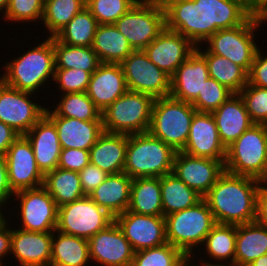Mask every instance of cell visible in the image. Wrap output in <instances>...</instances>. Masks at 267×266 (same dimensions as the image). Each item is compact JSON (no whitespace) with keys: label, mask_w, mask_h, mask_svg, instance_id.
<instances>
[{"label":"cell","mask_w":267,"mask_h":266,"mask_svg":"<svg viewBox=\"0 0 267 266\" xmlns=\"http://www.w3.org/2000/svg\"><path fill=\"white\" fill-rule=\"evenodd\" d=\"M57 129L62 148L90 150L104 133L102 121H82L61 116H47Z\"/></svg>","instance_id":"26"},{"label":"cell","mask_w":267,"mask_h":266,"mask_svg":"<svg viewBox=\"0 0 267 266\" xmlns=\"http://www.w3.org/2000/svg\"><path fill=\"white\" fill-rule=\"evenodd\" d=\"M196 50V46L178 32L165 29L143 50L148 58L170 77Z\"/></svg>","instance_id":"19"},{"label":"cell","mask_w":267,"mask_h":266,"mask_svg":"<svg viewBox=\"0 0 267 266\" xmlns=\"http://www.w3.org/2000/svg\"><path fill=\"white\" fill-rule=\"evenodd\" d=\"M245 108L255 124L267 125V88H260L249 83L238 93Z\"/></svg>","instance_id":"44"},{"label":"cell","mask_w":267,"mask_h":266,"mask_svg":"<svg viewBox=\"0 0 267 266\" xmlns=\"http://www.w3.org/2000/svg\"><path fill=\"white\" fill-rule=\"evenodd\" d=\"M19 136L10 126L0 121V154L5 155L9 147Z\"/></svg>","instance_id":"52"},{"label":"cell","mask_w":267,"mask_h":266,"mask_svg":"<svg viewBox=\"0 0 267 266\" xmlns=\"http://www.w3.org/2000/svg\"><path fill=\"white\" fill-rule=\"evenodd\" d=\"M98 22L85 7L55 36L61 43L92 47Z\"/></svg>","instance_id":"39"},{"label":"cell","mask_w":267,"mask_h":266,"mask_svg":"<svg viewBox=\"0 0 267 266\" xmlns=\"http://www.w3.org/2000/svg\"><path fill=\"white\" fill-rule=\"evenodd\" d=\"M186 259L178 248L166 243L136 251L131 266H181Z\"/></svg>","instance_id":"41"},{"label":"cell","mask_w":267,"mask_h":266,"mask_svg":"<svg viewBox=\"0 0 267 266\" xmlns=\"http://www.w3.org/2000/svg\"><path fill=\"white\" fill-rule=\"evenodd\" d=\"M247 266H267V254L260 256Z\"/></svg>","instance_id":"55"},{"label":"cell","mask_w":267,"mask_h":266,"mask_svg":"<svg viewBox=\"0 0 267 266\" xmlns=\"http://www.w3.org/2000/svg\"><path fill=\"white\" fill-rule=\"evenodd\" d=\"M176 151L149 132L128 135L123 172L132 179L162 177L172 172Z\"/></svg>","instance_id":"5"},{"label":"cell","mask_w":267,"mask_h":266,"mask_svg":"<svg viewBox=\"0 0 267 266\" xmlns=\"http://www.w3.org/2000/svg\"><path fill=\"white\" fill-rule=\"evenodd\" d=\"M195 260H196L195 258H187L181 266H194V265L198 266L197 264L194 263ZM199 266H202V264H200Z\"/></svg>","instance_id":"59"},{"label":"cell","mask_w":267,"mask_h":266,"mask_svg":"<svg viewBox=\"0 0 267 266\" xmlns=\"http://www.w3.org/2000/svg\"><path fill=\"white\" fill-rule=\"evenodd\" d=\"M86 7L98 24H114L132 6L125 0H86Z\"/></svg>","instance_id":"45"},{"label":"cell","mask_w":267,"mask_h":266,"mask_svg":"<svg viewBox=\"0 0 267 266\" xmlns=\"http://www.w3.org/2000/svg\"><path fill=\"white\" fill-rule=\"evenodd\" d=\"M32 97L37 95L12 88L0 79V121L19 135H25L45 115L48 104L36 103Z\"/></svg>","instance_id":"13"},{"label":"cell","mask_w":267,"mask_h":266,"mask_svg":"<svg viewBox=\"0 0 267 266\" xmlns=\"http://www.w3.org/2000/svg\"><path fill=\"white\" fill-rule=\"evenodd\" d=\"M114 221L135 252L167 243L164 216H149L127 210L116 216Z\"/></svg>","instance_id":"17"},{"label":"cell","mask_w":267,"mask_h":266,"mask_svg":"<svg viewBox=\"0 0 267 266\" xmlns=\"http://www.w3.org/2000/svg\"><path fill=\"white\" fill-rule=\"evenodd\" d=\"M51 108L46 107V116H61L82 121H102L101 111L86 92L61 94L58 104Z\"/></svg>","instance_id":"37"},{"label":"cell","mask_w":267,"mask_h":266,"mask_svg":"<svg viewBox=\"0 0 267 266\" xmlns=\"http://www.w3.org/2000/svg\"><path fill=\"white\" fill-rule=\"evenodd\" d=\"M256 221L267 227V184H261L258 192Z\"/></svg>","instance_id":"53"},{"label":"cell","mask_w":267,"mask_h":266,"mask_svg":"<svg viewBox=\"0 0 267 266\" xmlns=\"http://www.w3.org/2000/svg\"><path fill=\"white\" fill-rule=\"evenodd\" d=\"M166 28L196 47L221 29L244 24L254 13L246 0H161Z\"/></svg>","instance_id":"1"},{"label":"cell","mask_w":267,"mask_h":266,"mask_svg":"<svg viewBox=\"0 0 267 266\" xmlns=\"http://www.w3.org/2000/svg\"><path fill=\"white\" fill-rule=\"evenodd\" d=\"M211 114L215 119L221 142L226 148L255 124L239 94H232Z\"/></svg>","instance_id":"25"},{"label":"cell","mask_w":267,"mask_h":266,"mask_svg":"<svg viewBox=\"0 0 267 266\" xmlns=\"http://www.w3.org/2000/svg\"><path fill=\"white\" fill-rule=\"evenodd\" d=\"M90 163L89 150L78 148H62L58 167L65 170L80 172Z\"/></svg>","instance_id":"47"},{"label":"cell","mask_w":267,"mask_h":266,"mask_svg":"<svg viewBox=\"0 0 267 266\" xmlns=\"http://www.w3.org/2000/svg\"><path fill=\"white\" fill-rule=\"evenodd\" d=\"M55 69H82L93 73L101 64L92 47L72 46L53 37Z\"/></svg>","instance_id":"38"},{"label":"cell","mask_w":267,"mask_h":266,"mask_svg":"<svg viewBox=\"0 0 267 266\" xmlns=\"http://www.w3.org/2000/svg\"><path fill=\"white\" fill-rule=\"evenodd\" d=\"M160 184L163 216L192 207L203 198L172 172L160 177Z\"/></svg>","instance_id":"36"},{"label":"cell","mask_w":267,"mask_h":266,"mask_svg":"<svg viewBox=\"0 0 267 266\" xmlns=\"http://www.w3.org/2000/svg\"><path fill=\"white\" fill-rule=\"evenodd\" d=\"M2 67L5 70L2 72L3 74H0V79L6 85L37 94L36 92L45 88L44 86L50 84L54 78L55 52L53 37L46 36L44 41L35 44L33 48L31 46L22 55L18 54V57L6 61Z\"/></svg>","instance_id":"3"},{"label":"cell","mask_w":267,"mask_h":266,"mask_svg":"<svg viewBox=\"0 0 267 266\" xmlns=\"http://www.w3.org/2000/svg\"><path fill=\"white\" fill-rule=\"evenodd\" d=\"M91 262L100 266H131L134 249L114 221L89 240Z\"/></svg>","instance_id":"18"},{"label":"cell","mask_w":267,"mask_h":266,"mask_svg":"<svg viewBox=\"0 0 267 266\" xmlns=\"http://www.w3.org/2000/svg\"><path fill=\"white\" fill-rule=\"evenodd\" d=\"M226 149L213 115L197 111L191 122L188 140L181 151L196 157L225 160Z\"/></svg>","instance_id":"20"},{"label":"cell","mask_w":267,"mask_h":266,"mask_svg":"<svg viewBox=\"0 0 267 266\" xmlns=\"http://www.w3.org/2000/svg\"><path fill=\"white\" fill-rule=\"evenodd\" d=\"M6 204L0 200V224H2L8 217H5L4 215L7 216V214H4V210L7 209ZM3 210V211H2Z\"/></svg>","instance_id":"57"},{"label":"cell","mask_w":267,"mask_h":266,"mask_svg":"<svg viewBox=\"0 0 267 266\" xmlns=\"http://www.w3.org/2000/svg\"><path fill=\"white\" fill-rule=\"evenodd\" d=\"M154 100L148 94L127 91L101 112L104 132L125 135L148 132Z\"/></svg>","instance_id":"8"},{"label":"cell","mask_w":267,"mask_h":266,"mask_svg":"<svg viewBox=\"0 0 267 266\" xmlns=\"http://www.w3.org/2000/svg\"><path fill=\"white\" fill-rule=\"evenodd\" d=\"M260 17L265 23L267 22V9L260 15Z\"/></svg>","instance_id":"60"},{"label":"cell","mask_w":267,"mask_h":266,"mask_svg":"<svg viewBox=\"0 0 267 266\" xmlns=\"http://www.w3.org/2000/svg\"><path fill=\"white\" fill-rule=\"evenodd\" d=\"M25 136L32 145L36 164L44 175L58 167L62 147L55 124L46 115Z\"/></svg>","instance_id":"24"},{"label":"cell","mask_w":267,"mask_h":266,"mask_svg":"<svg viewBox=\"0 0 267 266\" xmlns=\"http://www.w3.org/2000/svg\"><path fill=\"white\" fill-rule=\"evenodd\" d=\"M265 184H267V149H266V165H265Z\"/></svg>","instance_id":"61"},{"label":"cell","mask_w":267,"mask_h":266,"mask_svg":"<svg viewBox=\"0 0 267 266\" xmlns=\"http://www.w3.org/2000/svg\"><path fill=\"white\" fill-rule=\"evenodd\" d=\"M267 125L253 124L226 149L225 171L265 184Z\"/></svg>","instance_id":"6"},{"label":"cell","mask_w":267,"mask_h":266,"mask_svg":"<svg viewBox=\"0 0 267 266\" xmlns=\"http://www.w3.org/2000/svg\"><path fill=\"white\" fill-rule=\"evenodd\" d=\"M85 7L86 0H46L41 23L48 37H55Z\"/></svg>","instance_id":"40"},{"label":"cell","mask_w":267,"mask_h":266,"mask_svg":"<svg viewBox=\"0 0 267 266\" xmlns=\"http://www.w3.org/2000/svg\"><path fill=\"white\" fill-rule=\"evenodd\" d=\"M128 135L104 132L90 148V163L107 174L124 170Z\"/></svg>","instance_id":"28"},{"label":"cell","mask_w":267,"mask_h":266,"mask_svg":"<svg viewBox=\"0 0 267 266\" xmlns=\"http://www.w3.org/2000/svg\"><path fill=\"white\" fill-rule=\"evenodd\" d=\"M196 50L205 58L210 78L225 86L233 94H238L248 84V73L226 57L210 53L201 45Z\"/></svg>","instance_id":"34"},{"label":"cell","mask_w":267,"mask_h":266,"mask_svg":"<svg viewBox=\"0 0 267 266\" xmlns=\"http://www.w3.org/2000/svg\"><path fill=\"white\" fill-rule=\"evenodd\" d=\"M114 25L134 50H144L166 27L162 1L131 7Z\"/></svg>","instance_id":"11"},{"label":"cell","mask_w":267,"mask_h":266,"mask_svg":"<svg viewBox=\"0 0 267 266\" xmlns=\"http://www.w3.org/2000/svg\"><path fill=\"white\" fill-rule=\"evenodd\" d=\"M43 186L58 207L86 196L81 187L79 173L59 167L44 175Z\"/></svg>","instance_id":"35"},{"label":"cell","mask_w":267,"mask_h":266,"mask_svg":"<svg viewBox=\"0 0 267 266\" xmlns=\"http://www.w3.org/2000/svg\"><path fill=\"white\" fill-rule=\"evenodd\" d=\"M232 94L225 86L209 77L204 81V85L201 91H199L197 99L192 103V106L198 112L212 113Z\"/></svg>","instance_id":"43"},{"label":"cell","mask_w":267,"mask_h":266,"mask_svg":"<svg viewBox=\"0 0 267 266\" xmlns=\"http://www.w3.org/2000/svg\"><path fill=\"white\" fill-rule=\"evenodd\" d=\"M261 181L224 171L203 197L216 223L246 224L256 221Z\"/></svg>","instance_id":"2"},{"label":"cell","mask_w":267,"mask_h":266,"mask_svg":"<svg viewBox=\"0 0 267 266\" xmlns=\"http://www.w3.org/2000/svg\"><path fill=\"white\" fill-rule=\"evenodd\" d=\"M79 173L81 187L85 195H89L109 175L96 165L89 163Z\"/></svg>","instance_id":"48"},{"label":"cell","mask_w":267,"mask_h":266,"mask_svg":"<svg viewBox=\"0 0 267 266\" xmlns=\"http://www.w3.org/2000/svg\"><path fill=\"white\" fill-rule=\"evenodd\" d=\"M249 9L257 15H261L267 9V0H246Z\"/></svg>","instance_id":"54"},{"label":"cell","mask_w":267,"mask_h":266,"mask_svg":"<svg viewBox=\"0 0 267 266\" xmlns=\"http://www.w3.org/2000/svg\"><path fill=\"white\" fill-rule=\"evenodd\" d=\"M21 222L19 229L32 232H54L58 222V206L44 186L15 192ZM21 227V228H20Z\"/></svg>","instance_id":"12"},{"label":"cell","mask_w":267,"mask_h":266,"mask_svg":"<svg viewBox=\"0 0 267 266\" xmlns=\"http://www.w3.org/2000/svg\"><path fill=\"white\" fill-rule=\"evenodd\" d=\"M224 162L176 151L172 173L204 197L225 171Z\"/></svg>","instance_id":"16"},{"label":"cell","mask_w":267,"mask_h":266,"mask_svg":"<svg viewBox=\"0 0 267 266\" xmlns=\"http://www.w3.org/2000/svg\"><path fill=\"white\" fill-rule=\"evenodd\" d=\"M202 266H233V265H202Z\"/></svg>","instance_id":"62"},{"label":"cell","mask_w":267,"mask_h":266,"mask_svg":"<svg viewBox=\"0 0 267 266\" xmlns=\"http://www.w3.org/2000/svg\"><path fill=\"white\" fill-rule=\"evenodd\" d=\"M127 91L121 65L101 63L92 73L86 93L102 112Z\"/></svg>","instance_id":"23"},{"label":"cell","mask_w":267,"mask_h":266,"mask_svg":"<svg viewBox=\"0 0 267 266\" xmlns=\"http://www.w3.org/2000/svg\"><path fill=\"white\" fill-rule=\"evenodd\" d=\"M197 110L191 103L171 96L154 100L149 133L175 151H181L189 137V130Z\"/></svg>","instance_id":"7"},{"label":"cell","mask_w":267,"mask_h":266,"mask_svg":"<svg viewBox=\"0 0 267 266\" xmlns=\"http://www.w3.org/2000/svg\"><path fill=\"white\" fill-rule=\"evenodd\" d=\"M91 263L87 239L55 230L50 266H87Z\"/></svg>","instance_id":"31"},{"label":"cell","mask_w":267,"mask_h":266,"mask_svg":"<svg viewBox=\"0 0 267 266\" xmlns=\"http://www.w3.org/2000/svg\"><path fill=\"white\" fill-rule=\"evenodd\" d=\"M209 77L205 58L195 50L170 77L169 96L192 104Z\"/></svg>","instance_id":"22"},{"label":"cell","mask_w":267,"mask_h":266,"mask_svg":"<svg viewBox=\"0 0 267 266\" xmlns=\"http://www.w3.org/2000/svg\"><path fill=\"white\" fill-rule=\"evenodd\" d=\"M92 49L101 63L120 64L134 49L114 24H99Z\"/></svg>","instance_id":"33"},{"label":"cell","mask_w":267,"mask_h":266,"mask_svg":"<svg viewBox=\"0 0 267 266\" xmlns=\"http://www.w3.org/2000/svg\"><path fill=\"white\" fill-rule=\"evenodd\" d=\"M12 224L7 221V219L0 224V266H4L7 263L5 261V257L11 254V241H12V228L8 227Z\"/></svg>","instance_id":"50"},{"label":"cell","mask_w":267,"mask_h":266,"mask_svg":"<svg viewBox=\"0 0 267 266\" xmlns=\"http://www.w3.org/2000/svg\"><path fill=\"white\" fill-rule=\"evenodd\" d=\"M9 2H10V0H0V13L2 11L1 14H3L4 11L7 9Z\"/></svg>","instance_id":"58"},{"label":"cell","mask_w":267,"mask_h":266,"mask_svg":"<svg viewBox=\"0 0 267 266\" xmlns=\"http://www.w3.org/2000/svg\"><path fill=\"white\" fill-rule=\"evenodd\" d=\"M236 234L237 225L216 223L206 236L202 245V251L206 254L203 257H206V261H204L205 258L201 257L199 263L202 265L234 266ZM203 249H205V251ZM208 259L211 260L208 261ZM212 260H214V262Z\"/></svg>","instance_id":"29"},{"label":"cell","mask_w":267,"mask_h":266,"mask_svg":"<svg viewBox=\"0 0 267 266\" xmlns=\"http://www.w3.org/2000/svg\"><path fill=\"white\" fill-rule=\"evenodd\" d=\"M8 181L15 193L43 186L44 174L38 168L34 151L25 135H20L6 154Z\"/></svg>","instance_id":"15"},{"label":"cell","mask_w":267,"mask_h":266,"mask_svg":"<svg viewBox=\"0 0 267 266\" xmlns=\"http://www.w3.org/2000/svg\"><path fill=\"white\" fill-rule=\"evenodd\" d=\"M125 1H127L132 7H136V6H143V5L149 4L153 2L154 0H125Z\"/></svg>","instance_id":"56"},{"label":"cell","mask_w":267,"mask_h":266,"mask_svg":"<svg viewBox=\"0 0 267 266\" xmlns=\"http://www.w3.org/2000/svg\"><path fill=\"white\" fill-rule=\"evenodd\" d=\"M262 24L265 22L260 15L253 14L240 26L218 30L204 42V46L207 44L205 48L210 53L226 57L249 73L260 46L255 36Z\"/></svg>","instance_id":"9"},{"label":"cell","mask_w":267,"mask_h":266,"mask_svg":"<svg viewBox=\"0 0 267 266\" xmlns=\"http://www.w3.org/2000/svg\"><path fill=\"white\" fill-rule=\"evenodd\" d=\"M267 254V227L258 221L237 225L234 266H247Z\"/></svg>","instance_id":"30"},{"label":"cell","mask_w":267,"mask_h":266,"mask_svg":"<svg viewBox=\"0 0 267 266\" xmlns=\"http://www.w3.org/2000/svg\"><path fill=\"white\" fill-rule=\"evenodd\" d=\"M132 180L125 172L109 174L88 196L115 218L128 209Z\"/></svg>","instance_id":"27"},{"label":"cell","mask_w":267,"mask_h":266,"mask_svg":"<svg viewBox=\"0 0 267 266\" xmlns=\"http://www.w3.org/2000/svg\"><path fill=\"white\" fill-rule=\"evenodd\" d=\"M91 73L82 69H55L53 81L60 94L86 92ZM58 84V85H57Z\"/></svg>","instance_id":"46"},{"label":"cell","mask_w":267,"mask_h":266,"mask_svg":"<svg viewBox=\"0 0 267 266\" xmlns=\"http://www.w3.org/2000/svg\"><path fill=\"white\" fill-rule=\"evenodd\" d=\"M128 91L144 93L154 99L170 94V76L158 68L143 50H134L120 63Z\"/></svg>","instance_id":"14"},{"label":"cell","mask_w":267,"mask_h":266,"mask_svg":"<svg viewBox=\"0 0 267 266\" xmlns=\"http://www.w3.org/2000/svg\"><path fill=\"white\" fill-rule=\"evenodd\" d=\"M114 222V217L88 195L58 207L56 230L89 240Z\"/></svg>","instance_id":"10"},{"label":"cell","mask_w":267,"mask_h":266,"mask_svg":"<svg viewBox=\"0 0 267 266\" xmlns=\"http://www.w3.org/2000/svg\"><path fill=\"white\" fill-rule=\"evenodd\" d=\"M53 232L12 229L11 254L17 266H50Z\"/></svg>","instance_id":"21"},{"label":"cell","mask_w":267,"mask_h":266,"mask_svg":"<svg viewBox=\"0 0 267 266\" xmlns=\"http://www.w3.org/2000/svg\"><path fill=\"white\" fill-rule=\"evenodd\" d=\"M167 243L178 248L187 258L201 249L206 236L216 224L206 200L164 216Z\"/></svg>","instance_id":"4"},{"label":"cell","mask_w":267,"mask_h":266,"mask_svg":"<svg viewBox=\"0 0 267 266\" xmlns=\"http://www.w3.org/2000/svg\"><path fill=\"white\" fill-rule=\"evenodd\" d=\"M44 0H10L7 9L1 18L5 21L21 23L42 21L44 14Z\"/></svg>","instance_id":"42"},{"label":"cell","mask_w":267,"mask_h":266,"mask_svg":"<svg viewBox=\"0 0 267 266\" xmlns=\"http://www.w3.org/2000/svg\"><path fill=\"white\" fill-rule=\"evenodd\" d=\"M127 210L137 214L163 216L160 177L134 178Z\"/></svg>","instance_id":"32"},{"label":"cell","mask_w":267,"mask_h":266,"mask_svg":"<svg viewBox=\"0 0 267 266\" xmlns=\"http://www.w3.org/2000/svg\"><path fill=\"white\" fill-rule=\"evenodd\" d=\"M258 48L250 72L248 83L260 88H267V55ZM265 55V56H264Z\"/></svg>","instance_id":"49"},{"label":"cell","mask_w":267,"mask_h":266,"mask_svg":"<svg viewBox=\"0 0 267 266\" xmlns=\"http://www.w3.org/2000/svg\"><path fill=\"white\" fill-rule=\"evenodd\" d=\"M13 195L14 192L11 190L8 181L6 156L0 154V200L9 206L8 203H10V200L12 201Z\"/></svg>","instance_id":"51"}]
</instances>
